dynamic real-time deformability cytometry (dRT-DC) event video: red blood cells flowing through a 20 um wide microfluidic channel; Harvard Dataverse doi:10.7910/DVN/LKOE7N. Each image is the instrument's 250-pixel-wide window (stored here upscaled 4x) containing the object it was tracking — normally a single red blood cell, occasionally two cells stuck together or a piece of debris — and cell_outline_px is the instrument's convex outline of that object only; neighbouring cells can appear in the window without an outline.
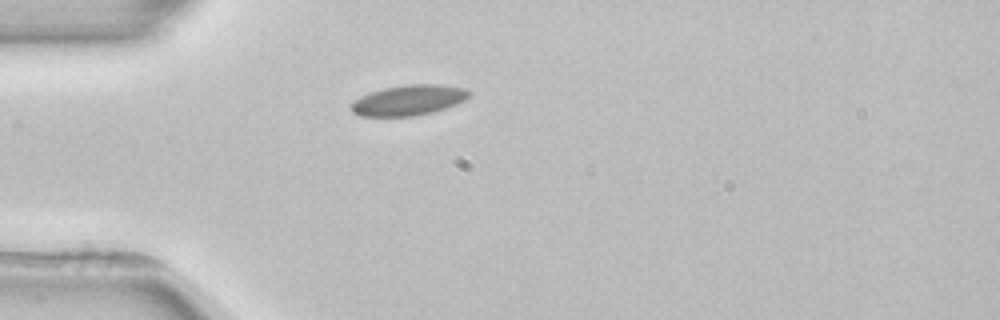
{"species": "common noctule bat (a hibernating species)", "species_latin": "Nyctalus noctula", "temperature_condition": "room temperature", "stored_images_in_passage": 1, "camera_frame_rate_fps": 3000, "um_per_image_px": 0.085, "animal": {"sex": "female", "body_mass_g": 22.7, "forearm_length_mm": 54.2}, "frame": {"image": 1, "passage_image": 1, "time_ms": 0.0, "image_size_px": [1000, 320], "cell_outline_px": [[472, 92], [464, 100], [456, 104], [432, 112], [412, 116], [360, 116], [352, 112], [352, 104], [360, 96], [384, 88], [408, 84], [444, 84], [464, 88]], "centroid_in_image_um": [34.76, 8.5], "position_along_channel_um": 50.2, "area_um2": 20.69}}